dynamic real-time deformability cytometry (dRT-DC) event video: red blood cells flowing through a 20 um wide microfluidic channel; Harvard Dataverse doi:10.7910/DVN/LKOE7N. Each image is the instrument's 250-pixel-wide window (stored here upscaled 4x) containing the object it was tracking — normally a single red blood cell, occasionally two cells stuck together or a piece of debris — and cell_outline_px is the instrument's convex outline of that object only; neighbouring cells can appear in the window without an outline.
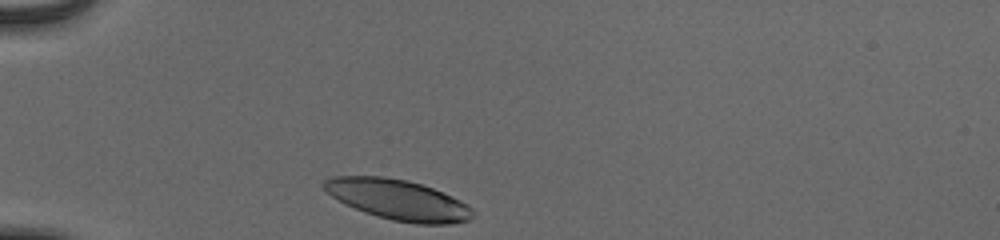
{"species": "human", "species_latin": "Homo sapiens", "temperature_condition": "cold", "stored_images_in_passage": 30, "camera_frame_rate_fps": 3000, "um_per_image_px": 0.085, "donor": {"sex": "male"}, "frame": {"image": 1, "passage_image": 1, "time_ms": 0.0, "image_size_px": [1000, 240], "cell_outline_px": [[476, 216], [468, 220], [452, 224], [416, 224], [392, 220], [376, 216], [364, 212], [332, 196], [320, 184], [324, 180], [332, 176], [384, 176], [408, 180], [432, 188], [452, 196], [460, 200], [472, 208]], "centroid_in_image_um": [33.86, 16.98], "position_along_channel_um": 51.1, "area_um2": 34.97}}
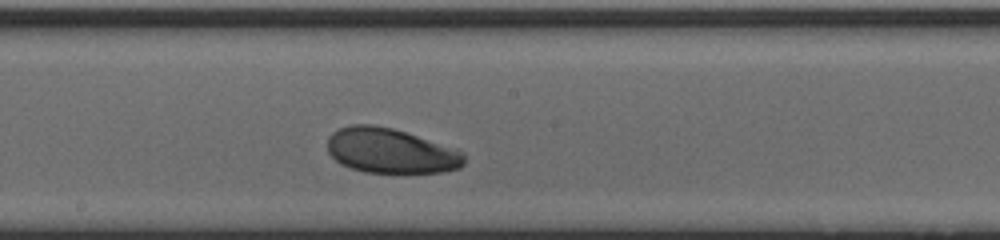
{"frame": {"image": 2, "passage_image": 16, "time_ms": 5.0, "image_size_px": [1000, 240], "cell_outline_px": [[464, 164], [460, 168], [444, 172], [364, 172], [348, 168], [340, 164], [328, 152], [328, 136], [332, 132], [340, 128], [352, 124], [376, 124], [392, 128], [464, 152]], "centroid_in_image_um": [33.16, 12.82], "position_along_channel_um": 215.0, "area_um2": 35.6}}
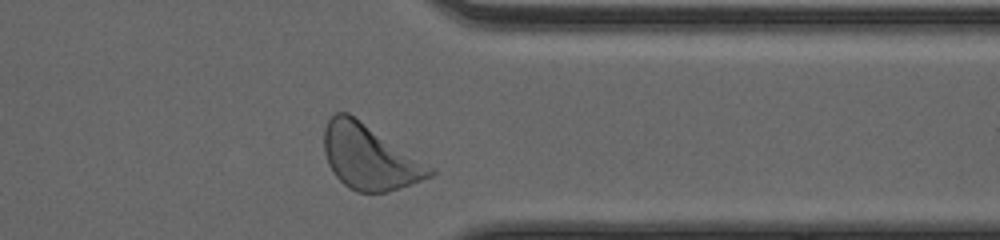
{"frame": {"image": 3, "passage_image": 29, "time_ms": 9.333, "image_size_px": [1000, 240], "cell_outline_px": [[436, 172], [432, 176], [400, 188], [384, 192], [356, 192], [348, 188], [332, 172], [328, 164], [324, 152], [324, 128], [328, 120], [336, 112], [348, 112], [432, 168]], "centroid_in_image_um": [31.34, 13.36], "position_along_channel_um": 380.1, "area_um2": 39.25}, "authors_computed_cell_mechanics": {"area_um2": 36.0672, "velocity_mm_per_s": 3.8416, "shape_relaxation_time_tau1_ms": 1.7666, "shape_relaxation_time_tau2_ms": 6.0139, "deformation_change_tau1": 0.0886, "deformation_change_tau2": 0.139}}